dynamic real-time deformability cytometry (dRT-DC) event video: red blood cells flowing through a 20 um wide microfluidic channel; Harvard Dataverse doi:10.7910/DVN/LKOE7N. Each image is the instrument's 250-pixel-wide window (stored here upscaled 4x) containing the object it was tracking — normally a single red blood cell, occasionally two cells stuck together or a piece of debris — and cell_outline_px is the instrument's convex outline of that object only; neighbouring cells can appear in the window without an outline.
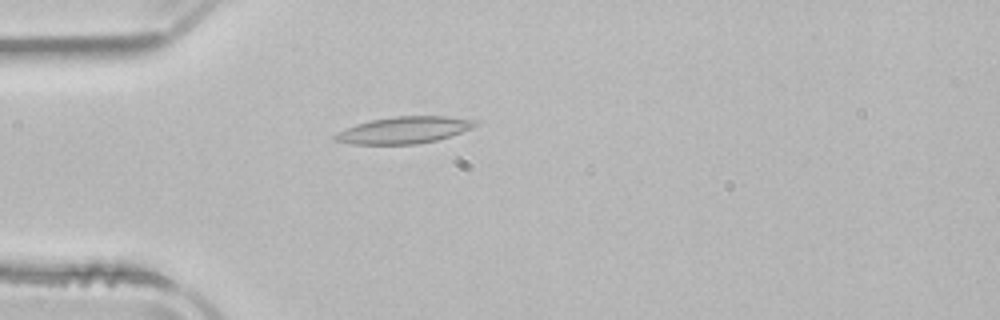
{"species": "common noctule bat (a hibernating species)", "species_latin": "Nyctalus noctula", "temperature_condition": "room temperature", "stored_images_in_passage": 50, "camera_frame_rate_fps": 3000, "um_per_image_px": 0.085, "animal": {"sex": "male", "body_mass_g": 21.5, "forearm_length_mm": 52.0}, "frame": {"image": 1, "passage_image": 12, "time_ms": 3.667, "image_size_px": [1000, 320], "cell_outline_px": [[480, 124], [472, 128], [436, 140], [416, 144], [352, 144], [336, 140], [332, 136], [356, 124], [372, 120], [396, 116], [444, 116], [476, 120]], "centroid_in_image_um": [34.38, 11.05], "position_along_channel_um": 50.6, "area_um2": 21.5}}
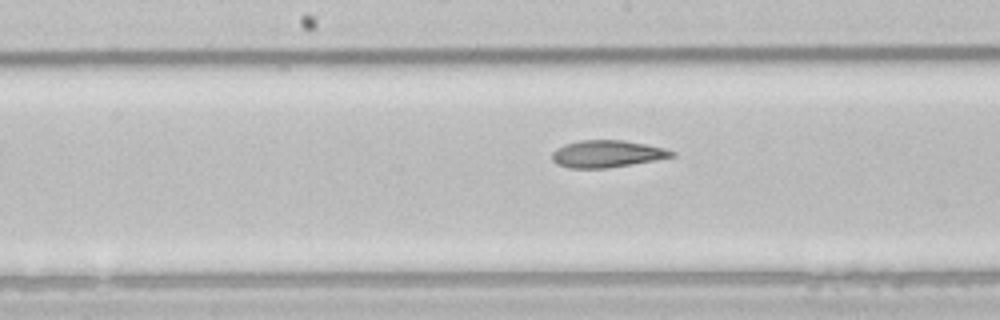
{"frame": {"image": 2, "passage_image": 24, "time_ms": 7.667, "image_size_px": [1000, 320], "cell_outline_px": [[676, 156], [604, 168], [568, 168], [556, 164], [552, 160], [552, 152], [556, 148], [564, 144], [580, 140], [624, 140], [664, 148], [676, 152]], "centroid_in_image_um": [51.54, 13.07], "position_along_channel_um": 196.7, "area_um2": 18.73}}
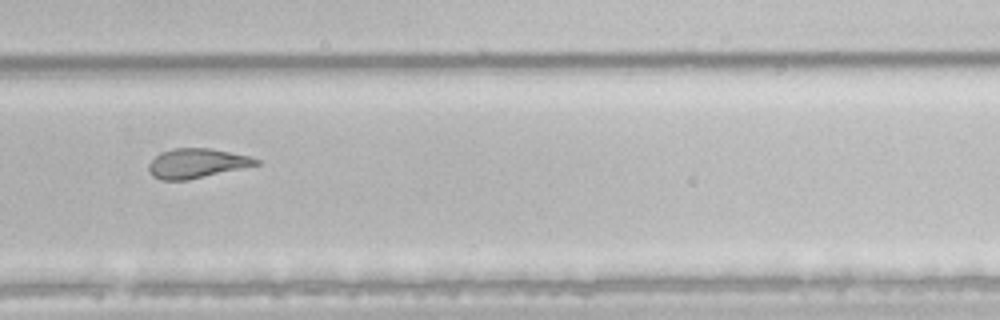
{"frame": {"image": 3, "passage_image": 33, "time_ms": 10.667, "image_size_px": [1000, 320], "cell_outline_px": [[260, 164], [188, 180], [160, 180], [152, 176], [148, 172], [148, 164], [160, 152], [172, 148], [212, 148], [248, 156], [260, 160]], "centroid_in_image_um": [16.68, 13.88], "position_along_channel_um": 313.1, "area_um2": 18.5}, "authors_computed_cell_mechanics": {"area_um2": 20.808, "velocity_mm_per_s": 3.9113, "shape_relaxation_time_tau1_ms": 10.7886, "shape_relaxation_time_tau2_ms": 5.134, "deformation_change_tau1": 0.2737, "deformation_change_tau2": 0.1355}}